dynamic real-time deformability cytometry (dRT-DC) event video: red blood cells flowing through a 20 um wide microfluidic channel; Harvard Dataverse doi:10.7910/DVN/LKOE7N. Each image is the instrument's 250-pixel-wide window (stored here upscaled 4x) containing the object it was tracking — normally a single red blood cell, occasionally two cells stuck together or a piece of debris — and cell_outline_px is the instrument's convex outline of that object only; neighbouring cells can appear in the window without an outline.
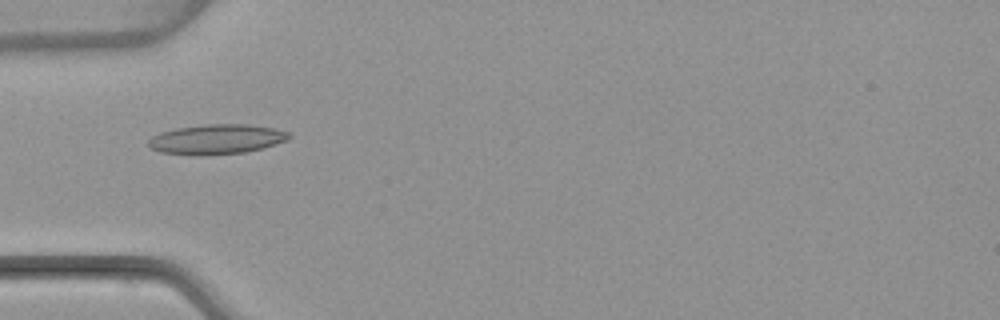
{"species": "common noctule bat (a hibernating species)", "species_latin": "Nyctalus noctula", "temperature_condition": "warm", "stored_images_in_passage": 52, "camera_frame_rate_fps": 3000, "um_per_image_px": 0.085, "animal": {"sex": "female", "body_mass_g": 22.7, "forearm_length_mm": 54.2}, "frame": {"image": 1, "passage_image": 17, "time_ms": 5.333, "image_size_px": [1000, 320], "cell_outline_px": [[292, 136], [288, 140], [264, 148], [248, 152], [208, 156], [196, 156], [160, 152], [148, 148], [148, 140], [152, 136], [160, 132], [176, 128], [204, 124], [248, 124], [272, 128], [292, 132]], "centroid_in_image_um": [18.42, 11.85], "position_along_channel_um": 66.6, "area_um2": 25.09}}
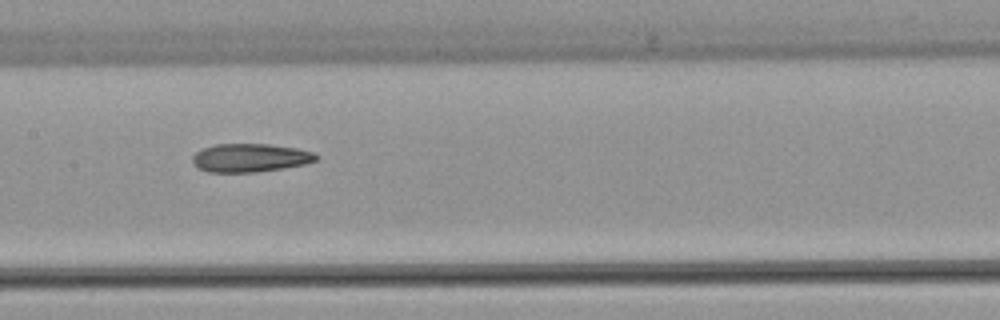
{"frame": {"image": 2, "passage_image": 26, "time_ms": 8.333, "image_size_px": [1000, 320], "cell_outline_px": [[320, 156], [316, 160], [304, 164], [284, 168], [256, 172], [208, 172], [196, 168], [192, 160], [192, 156], [196, 152], [204, 148], [216, 144], [268, 144], [296, 148], [312, 152]], "centroid_in_image_um": [21.24, 13.42], "position_along_channel_um": 186.2, "area_um2": 20.46}}
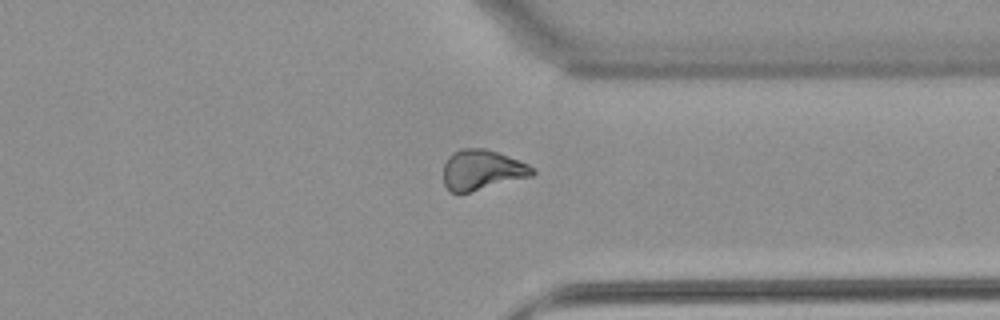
{"frame": {"image": 3, "passage_image": 40, "time_ms": 13.0, "image_size_px": [1000, 320], "cell_outline_px": [[536, 172], [532, 176], [468, 192], [448, 192], [444, 184], [444, 164], [448, 156], [452, 152], [460, 148], [484, 148], [520, 160], [536, 168]], "centroid_in_image_um": [40.97, 14.43], "position_along_channel_um": 370.4, "area_um2": 20.87}, "authors_computed_cell_mechanics": {"area_um2": 21.675, "velocity_mm_per_s": 3.9864, "shape_relaxation_time_tau1_ms": null, "shape_relaxation_time_tau2_ms": 4.0676, "deformation_change_tau1": null, "deformation_change_tau2": 0.1117}}